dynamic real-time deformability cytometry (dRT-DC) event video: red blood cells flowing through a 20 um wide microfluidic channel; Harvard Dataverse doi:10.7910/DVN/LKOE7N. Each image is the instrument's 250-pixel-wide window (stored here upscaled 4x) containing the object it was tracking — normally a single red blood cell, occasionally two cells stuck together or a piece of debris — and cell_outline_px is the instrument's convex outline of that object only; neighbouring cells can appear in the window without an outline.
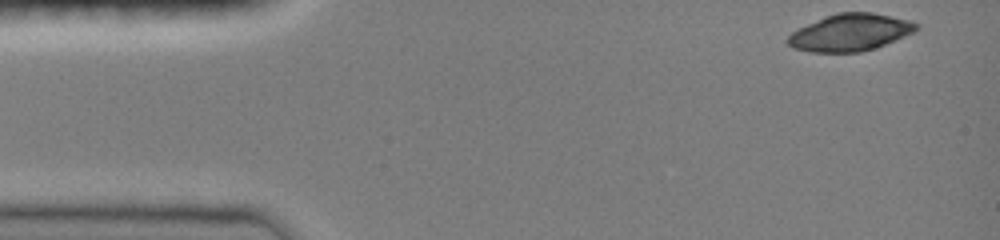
{"species": "common noctule bat (a hibernating species)", "species_latin": "Nyctalus noctula", "temperature_condition": "room temperature", "stored_images_in_passage": 41, "camera_frame_rate_fps": 3000, "um_per_image_px": 0.085, "animal": {"sex": "female", "body_mass_g": 19.0, "forearm_length_mm": 51.5}, "frame": {"image": 1, "passage_image": 1, "time_ms": 0.0, "image_size_px": [1000, 240], "cell_outline_px": [[920, 28], [912, 32], [876, 48], [860, 52], [812, 52], [792, 48], [784, 40], [792, 32], [824, 16], [836, 12], [872, 12], [912, 20], [920, 24]], "centroid_in_image_um": [72.27, 2.75], "position_along_channel_um": 12.7, "area_um2": 27.86}}